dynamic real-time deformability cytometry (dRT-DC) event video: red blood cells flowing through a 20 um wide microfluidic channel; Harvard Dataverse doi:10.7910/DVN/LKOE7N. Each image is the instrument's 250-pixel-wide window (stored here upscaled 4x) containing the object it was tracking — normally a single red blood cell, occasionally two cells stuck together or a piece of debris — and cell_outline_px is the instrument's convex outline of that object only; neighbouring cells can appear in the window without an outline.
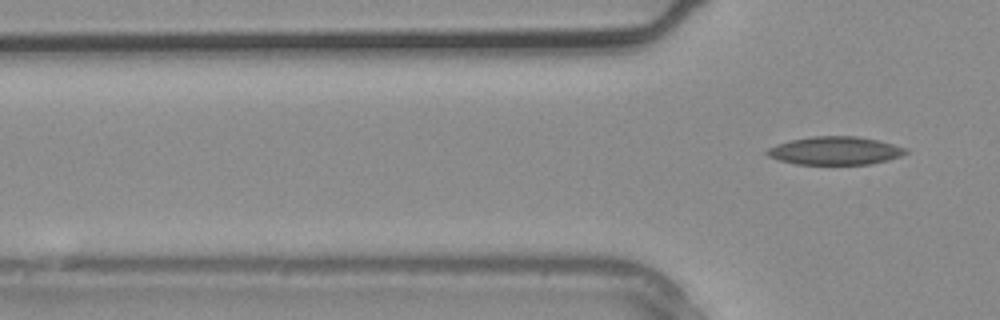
{"species": "common noctule bat (a hibernating species)", "species_latin": "Nyctalus noctula", "temperature_condition": "warm", "stored_images_in_passage": 2, "camera_frame_rate_fps": 3000, "um_per_image_px": 0.085, "animal": {"sex": "male", "body_mass_g": 20.4}, "frame": {"image": 1, "passage_image": 2, "time_ms": 0.333, "image_size_px": [1000, 320], "cell_outline_px": [[908, 152], [900, 156], [888, 160], [872, 164], [796, 164], [780, 160], [768, 156], [764, 152], [768, 148], [776, 144], [792, 140], [812, 136], [856, 136], [880, 140], [908, 148]], "centroid_in_image_um": [71.01, 12.8], "position_along_channel_um": 54.8, "area_um2": 22.83}}